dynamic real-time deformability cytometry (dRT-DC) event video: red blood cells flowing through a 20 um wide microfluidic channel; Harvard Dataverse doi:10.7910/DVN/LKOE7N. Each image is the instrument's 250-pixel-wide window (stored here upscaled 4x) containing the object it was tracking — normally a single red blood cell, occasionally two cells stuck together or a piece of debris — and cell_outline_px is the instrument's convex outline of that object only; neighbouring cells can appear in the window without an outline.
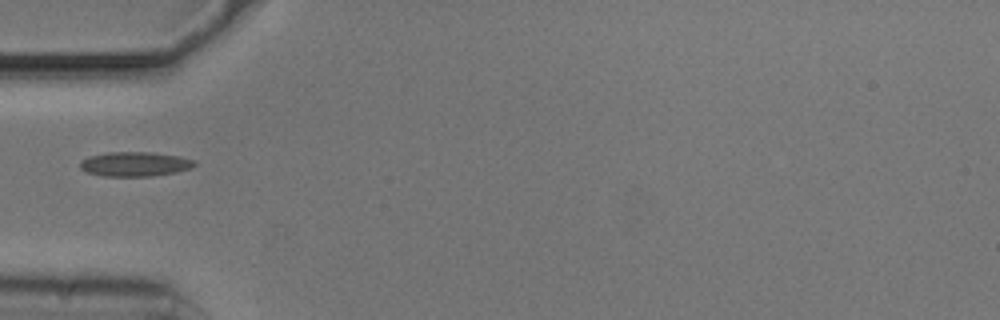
{"species": "common noctule bat (a hibernating species)", "species_latin": "Nyctalus noctula", "temperature_condition": "cold", "stored_images_in_passage": 38, "camera_frame_rate_fps": 3000, "um_per_image_px": 0.085, "animal": {"sex": "male", "body_mass_g": 20.5, "forearm_length_mm": 52.5}, "frame": {"image": 1, "passage_image": 1, "time_ms": 0.0, "image_size_px": [1000, 320], "cell_outline_px": [[196, 164], [192, 168], [176, 172], [152, 176], [104, 176], [88, 172], [80, 168], [80, 160], [88, 156], [108, 152], [152, 152], [180, 156], [196, 160]], "centroid_in_image_um": [11.49, 13.94], "position_along_channel_um": 73.5, "area_um2": 16.47}}
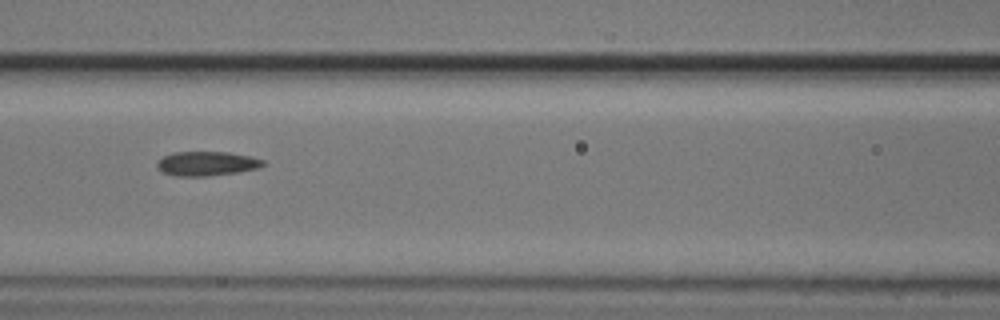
{"frame": {"image": 2, "passage_image": 7, "time_ms": 2.0, "image_size_px": [1000, 320], "cell_outline_px": [[264, 164], [260, 168], [236, 172], [204, 176], [176, 176], [160, 172], [156, 164], [164, 156], [172, 152], [228, 152], [252, 156], [264, 160]], "centroid_in_image_um": [17.57, 13.9], "position_along_channel_um": 149.0, "area_um2": 15.03}}
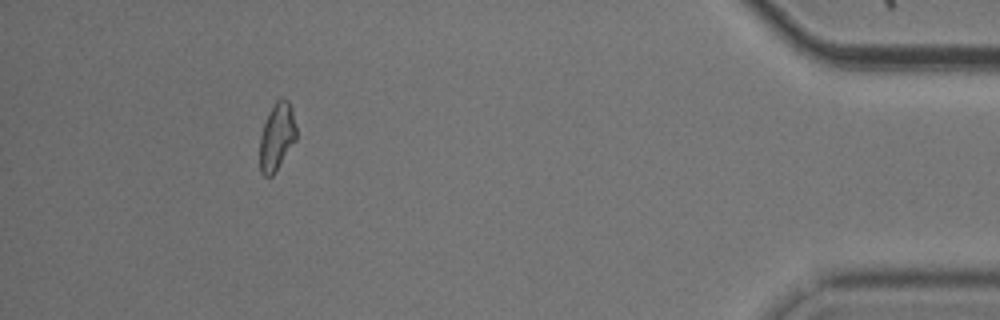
{"frame": {"image": 3, "passage_image": 33, "time_ms": 10.667, "image_size_px": [1000, 320], "cell_outline_px": [[296, 140], [272, 176], [264, 176], [260, 172], [260, 136], [268, 112], [276, 100], [280, 96], [284, 96], [288, 100], [292, 108], [296, 128]], "centroid_in_image_um": [23.53, 11.57], "position_along_channel_um": 411.7, "area_um2": 14.45}}